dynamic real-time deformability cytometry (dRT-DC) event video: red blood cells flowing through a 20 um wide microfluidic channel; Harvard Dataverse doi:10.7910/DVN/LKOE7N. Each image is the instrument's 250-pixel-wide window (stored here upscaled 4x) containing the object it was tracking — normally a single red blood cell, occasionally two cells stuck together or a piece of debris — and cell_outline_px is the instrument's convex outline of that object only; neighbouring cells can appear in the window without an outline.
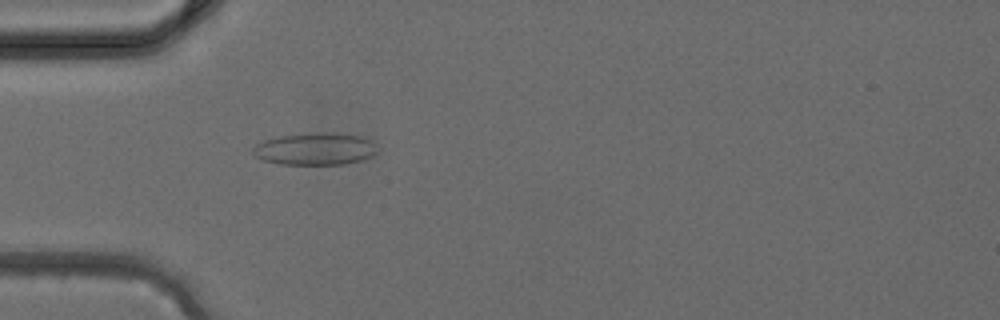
{"species": "common noctule bat (a hibernating species)", "species_latin": "Nyctalus noctula", "temperature_condition": "cold", "stored_images_in_passage": 33, "camera_frame_rate_fps": 3000, "um_per_image_px": 0.085, "animal": {"sex": "female", "body_mass_g": 24.6, "forearm_length_mm": 56.2}, "frame": {"image": 1, "passage_image": 7, "time_ms": 2.0, "image_size_px": [1000, 320], "cell_outline_px": [[376, 152], [372, 156], [360, 160], [344, 164], [280, 164], [264, 160], [256, 156], [252, 152], [252, 148], [256, 144], [264, 140], [280, 136], [320, 132], [332, 132], [364, 136], [372, 140]], "centroid_in_image_um": [26.79, 12.64], "position_along_channel_um": 58.2, "area_um2": 23.29}}
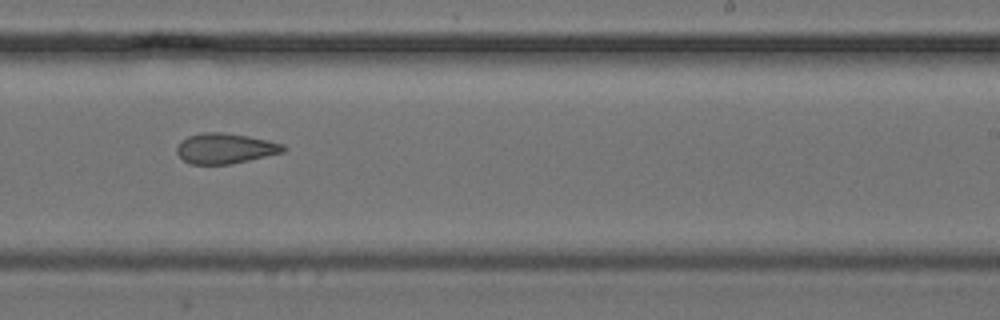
{"frame": {"image": 2, "passage_image": 19, "time_ms": 6.0, "image_size_px": [1000, 320], "cell_outline_px": [[288, 148], [284, 152], [248, 160], [228, 164], [192, 164], [184, 160], [176, 152], [176, 148], [180, 140], [188, 136], [204, 132], [220, 132], [248, 136], [268, 140], [284, 144]], "centroid_in_image_um": [19.15, 12.6], "position_along_channel_um": 269.9, "area_um2": 18.79}}
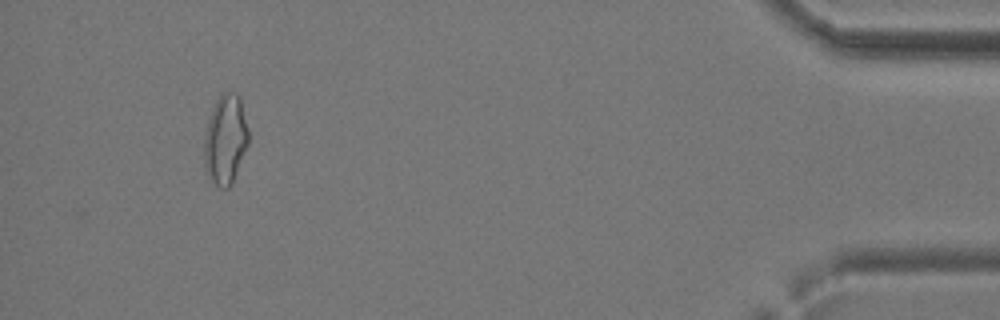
{"frame": {"image": 3, "passage_image": 31, "time_ms": 10.0, "image_size_px": [1000, 320], "cell_outline_px": [[248, 144], [232, 184], [228, 188], [220, 188], [208, 180], [204, 164], [204, 136], [208, 120], [212, 108], [220, 92], [236, 92], [240, 96], [248, 128]], "centroid_in_image_um": [19.15, 11.86], "position_along_channel_um": 416.1, "area_um2": 23.52}}